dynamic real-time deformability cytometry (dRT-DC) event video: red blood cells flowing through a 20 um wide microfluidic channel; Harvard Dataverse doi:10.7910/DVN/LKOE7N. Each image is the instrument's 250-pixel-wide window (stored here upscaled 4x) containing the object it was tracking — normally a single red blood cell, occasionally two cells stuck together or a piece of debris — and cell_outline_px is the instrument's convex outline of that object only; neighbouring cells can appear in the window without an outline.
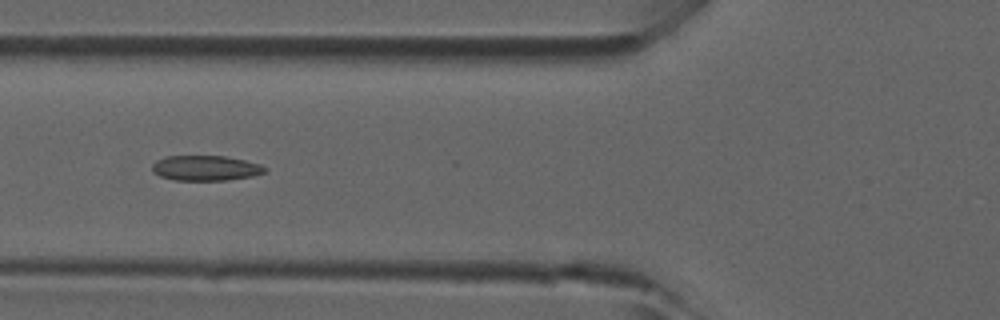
{"species": "common noctule bat (a hibernating species)", "species_latin": "Nyctalus noctula", "temperature_condition": "room temperature", "stored_images_in_passage": 7, "camera_frame_rate_fps": 3000, "um_per_image_px": 0.085, "animal": {"sex": "male", "forearm_length_mm": 52.5}, "frame": {"image": 1, "passage_image": 6, "time_ms": 1.667, "image_size_px": [1000, 320], "cell_outline_px": [[268, 168], [264, 172], [252, 176], [228, 180], [172, 180], [160, 176], [152, 172], [152, 164], [156, 160], [164, 156], [224, 156], [244, 160], [260, 164]], "centroid_in_image_um": [17.44, 14.28], "position_along_channel_um": 108.4, "area_um2": 16.59}}
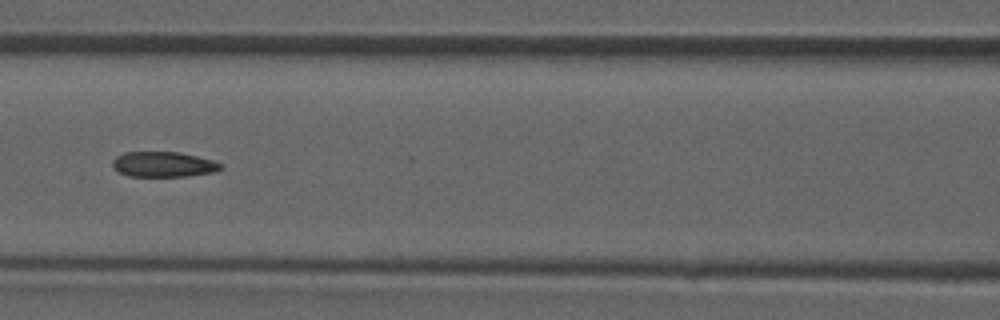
{"frame": {"image": 2, "passage_image": 7, "time_ms": 2.0, "image_size_px": [1000, 320], "cell_outline_px": [[224, 168], [216, 172], [188, 176], [128, 176], [120, 172], [112, 164], [112, 160], [116, 156], [124, 152], [180, 152], [212, 160], [224, 164]], "centroid_in_image_um": [13.94, 13.97], "position_along_channel_um": 152.7, "area_um2": 16.01}}